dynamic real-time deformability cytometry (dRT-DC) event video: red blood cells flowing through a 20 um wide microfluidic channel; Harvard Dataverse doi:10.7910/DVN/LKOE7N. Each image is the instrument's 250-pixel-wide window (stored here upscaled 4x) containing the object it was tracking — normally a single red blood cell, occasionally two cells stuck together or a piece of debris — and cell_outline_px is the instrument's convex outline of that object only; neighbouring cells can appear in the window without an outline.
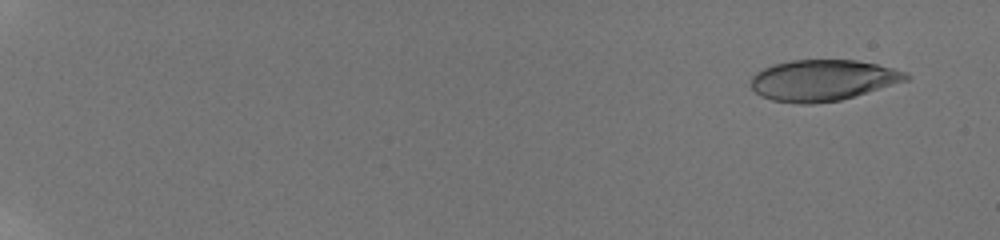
{"species": "human", "species_latin": "Homo sapiens", "temperature_condition": "room temperature", "stored_images_in_passage": 51, "camera_frame_rate_fps": 3000, "um_per_image_px": 0.085, "donor": {"sex": "male"}, "frame": {"image": 1, "passage_image": 3, "time_ms": 1.0, "image_size_px": [1000, 240], "cell_outline_px": [[912, 76], [908, 80], [840, 100], [812, 104], [800, 104], [772, 100], [760, 96], [752, 88], [752, 76], [756, 72], [772, 64], [792, 60], [856, 60], [876, 64], [892, 68], [904, 72]], "centroid_in_image_um": [69.91, 6.82], "position_along_channel_um": 15.1, "area_um2": 36.93}}
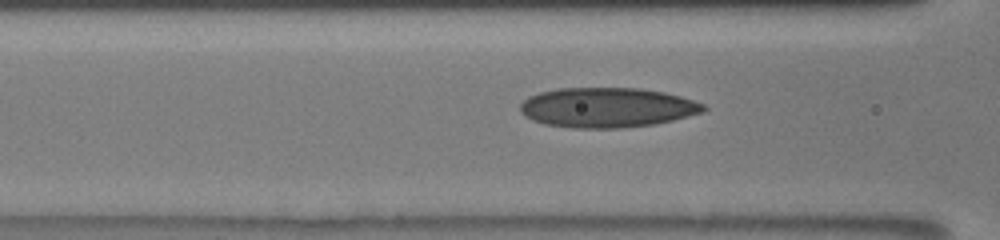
{"frame": {"image": 2, "passage_image": 21, "time_ms": 9.0, "image_size_px": [1000, 240], "cell_outline_px": [[708, 108], [704, 112], [672, 120], [652, 124], [620, 128], [572, 128], [544, 124], [532, 120], [524, 116], [520, 112], [520, 104], [528, 96], [540, 92], [556, 88], [640, 88], [664, 92], [680, 96], [704, 104]], "centroid_in_image_um": [51.57, 9.14], "position_along_channel_um": 115.0, "area_um2": 42.71}}
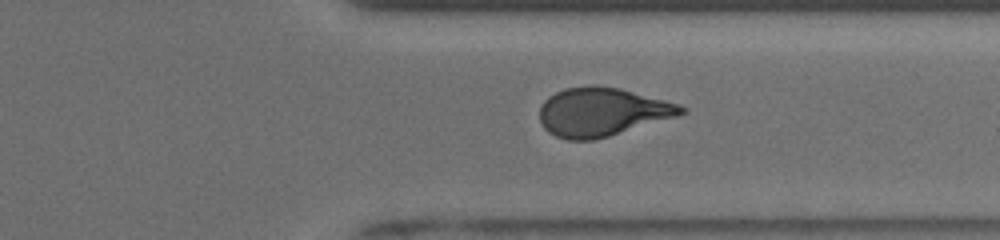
{"frame": {"image": 3, "passage_image": 37, "time_ms": 15.333, "image_size_px": [1000, 240], "cell_outline_px": [[688, 112], [676, 116], [608, 136], [592, 140], [568, 140], [556, 136], [548, 132], [544, 128], [540, 120], [540, 108], [544, 100], [548, 96], [564, 88], [592, 84], [596, 84], [620, 88], [680, 104], [688, 108]], "centroid_in_image_um": [51.16, 9.49], "position_along_channel_um": 360.2, "area_um2": 40.11}, "authors_computed_cell_mechanics": {"area_um2": 39.015, "velocity_mm_per_s": 3.8763, "shape_relaxation_time_tau1_ms": 10.2646, "shape_relaxation_time_tau2_ms": 1.0141, "deformation_change_tau1": 0.2798, "deformation_change_tau2": 0.0857}}